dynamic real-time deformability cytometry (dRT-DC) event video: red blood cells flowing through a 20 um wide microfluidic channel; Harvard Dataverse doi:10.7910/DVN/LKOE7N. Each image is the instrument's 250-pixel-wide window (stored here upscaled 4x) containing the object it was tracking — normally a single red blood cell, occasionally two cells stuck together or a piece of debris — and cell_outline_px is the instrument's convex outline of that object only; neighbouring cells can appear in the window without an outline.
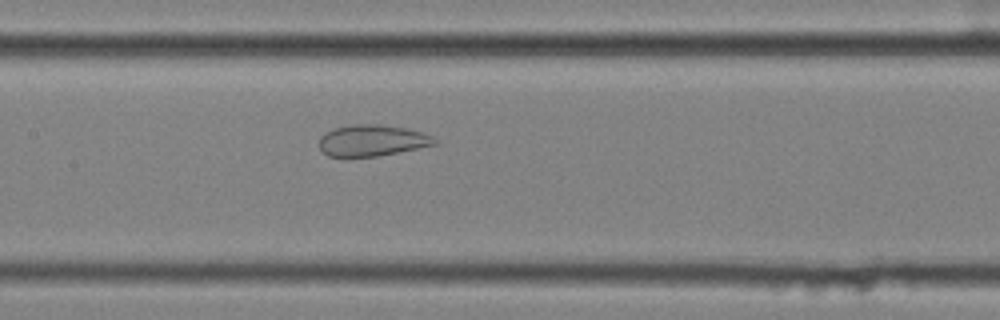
{"species": "common noctule bat (a hibernating species)", "species_latin": "Nyctalus noctula", "temperature_condition": "cold", "stored_images_in_passage": 57, "camera_frame_rate_fps": 3000, "um_per_image_px": 0.085, "animal": {"sex": "female", "body_mass_g": 25.1}, "frame": {"image": 1, "passage_image": 28, "time_ms": 9.0, "image_size_px": [1000, 320], "cell_outline_px": [[436, 144], [376, 156], [348, 160], [328, 156], [320, 148], [320, 136], [324, 132], [336, 128], [352, 124], [380, 124], [404, 128], [424, 132], [432, 136], [436, 140]], "centroid_in_image_um": [31.55, 11.97], "position_along_channel_um": 175.8, "area_um2": 21.44}}
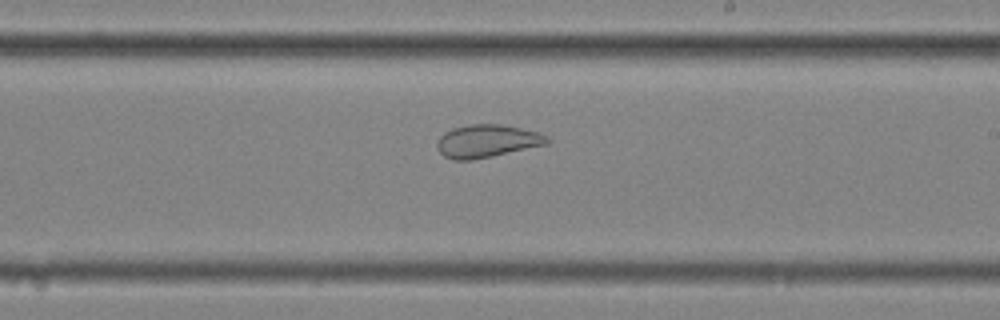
{"frame": {"image": 2, "passage_image": 34, "time_ms": 11.0, "image_size_px": [1000, 320], "cell_outline_px": [[552, 140], [548, 144], [492, 156], [472, 160], [452, 160], [444, 156], [436, 148], [436, 144], [440, 136], [444, 132], [452, 128], [468, 124], [500, 124], [540, 132], [548, 136]], "centroid_in_image_um": [41.4, 11.99], "position_along_channel_um": 247.6, "area_um2": 21.27}}
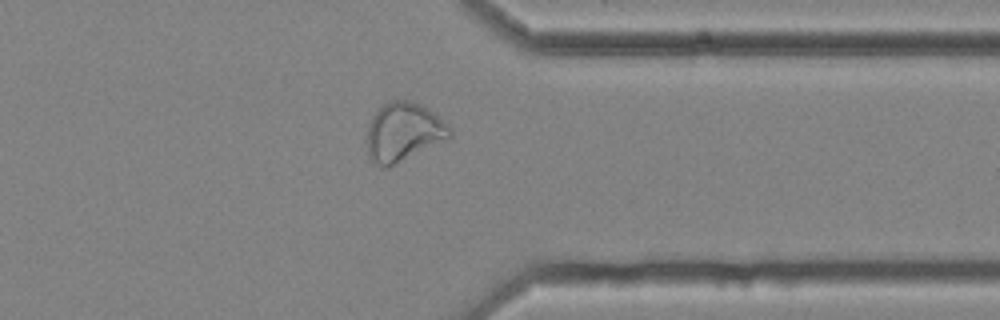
{"frame": {"image": 3, "passage_image": 45, "time_ms": 14.667, "image_size_px": [1000, 320], "cell_outline_px": [[452, 136], [388, 168], [384, 168], [372, 160], [368, 156], [368, 124], [372, 116], [388, 100], [408, 100], [420, 104], [428, 108], [452, 128]], "centroid_in_image_um": [34.3, 11.21], "position_along_channel_um": 377.1, "area_um2": 28.09}, "authors_computed_cell_mechanics": {"area_um2": 29.767, "velocity_mm_per_s": 3.5987, "shape_relaxation_time_tau1_ms": null, "shape_relaxation_time_tau2_ms": 1.6447, "deformation_change_tau1": null, "deformation_change_tau2": 0.0729}}